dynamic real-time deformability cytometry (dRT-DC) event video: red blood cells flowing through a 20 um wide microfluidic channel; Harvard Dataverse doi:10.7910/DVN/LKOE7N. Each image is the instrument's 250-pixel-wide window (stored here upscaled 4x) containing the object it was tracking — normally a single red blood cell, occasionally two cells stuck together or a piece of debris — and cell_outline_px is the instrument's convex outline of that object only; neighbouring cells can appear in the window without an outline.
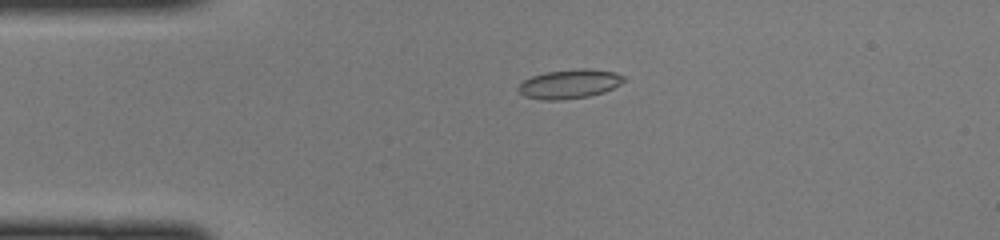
{"species": "common noctule bat (a hibernating species)", "species_latin": "Nyctalus noctula", "temperature_condition": "cold", "stored_images_in_passage": 33, "camera_frame_rate_fps": 3000, "um_per_image_px": 0.085, "animal": {"sex": "female", "body_mass_g": 22.0, "forearm_length_mm": 56.7}, "frame": {"image": 1, "passage_image": 2, "time_ms": 0.333, "image_size_px": [1000, 240], "cell_outline_px": [[624, 80], [620, 84], [604, 92], [588, 96], [560, 100], [544, 100], [524, 96], [516, 88], [524, 80], [532, 76], [544, 72], [580, 68], [588, 68], [616, 72], [624, 76]], "centroid_in_image_um": [48.4, 7.12], "position_along_channel_um": 36.6, "area_um2": 17.92}}
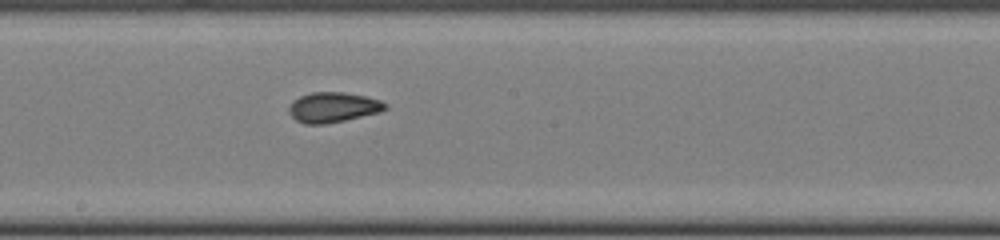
{"frame": {"image": 2, "passage_image": 17, "time_ms": 5.333, "image_size_px": [1000, 240], "cell_outline_px": [[388, 108], [380, 112], [344, 120], [324, 124], [304, 124], [296, 120], [288, 112], [288, 108], [292, 100], [300, 96], [312, 92], [344, 92], [364, 96], [380, 100], [388, 104]], "centroid_in_image_um": [28.3, 9.12], "position_along_channel_um": 219.9, "area_um2": 16.94}}
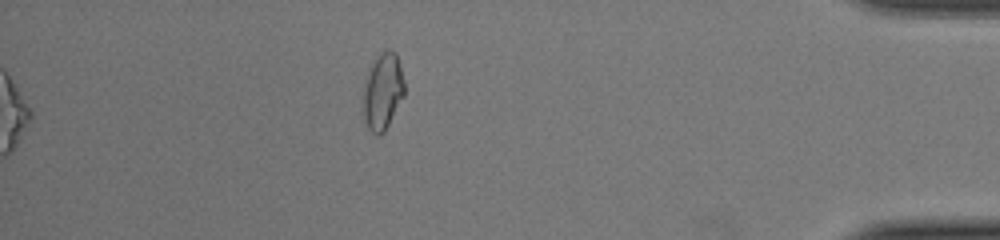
{"frame": {"image": 3, "passage_image": 33, "time_ms": 10.667, "image_size_px": [1000, 240], "cell_outline_px": [[404, 96], [384, 132], [380, 136], [376, 136], [368, 128], [364, 120], [364, 84], [372, 64], [376, 56], [380, 52], [388, 48], [396, 52], [404, 80]], "centroid_in_image_um": [32.55, 7.76], "position_along_channel_um": 402.7, "area_um2": 18.32}}